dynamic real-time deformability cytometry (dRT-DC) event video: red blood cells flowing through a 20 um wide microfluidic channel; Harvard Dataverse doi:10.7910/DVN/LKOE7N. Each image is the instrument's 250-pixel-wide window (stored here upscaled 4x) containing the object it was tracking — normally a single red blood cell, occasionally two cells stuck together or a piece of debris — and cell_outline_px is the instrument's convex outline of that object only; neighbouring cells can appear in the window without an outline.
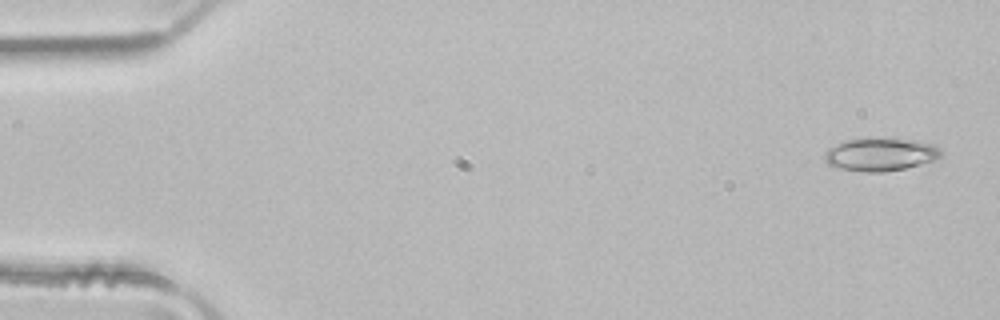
{"species": "common noctule bat (a hibernating species)", "species_latin": "Nyctalus noctula", "temperature_condition": "room temperature", "stored_images_in_passage": 5, "camera_frame_rate_fps": 3000, "um_per_image_px": 0.085, "animal": {"sex": "male", "body_mass_g": 21.5, "forearm_length_mm": 52.0}, "frame": {"image": 1, "passage_image": 1, "time_ms": 0.0, "image_size_px": [1000, 320], "cell_outline_px": [[940, 156], [936, 160], [904, 168], [884, 172], [860, 172], [840, 168], [828, 164], [824, 160], [824, 152], [828, 148], [844, 140], [912, 140], [936, 144], [940, 148]], "centroid_in_image_um": [74.82, 13.16], "position_along_channel_um": 10.2, "area_um2": 21.91}}
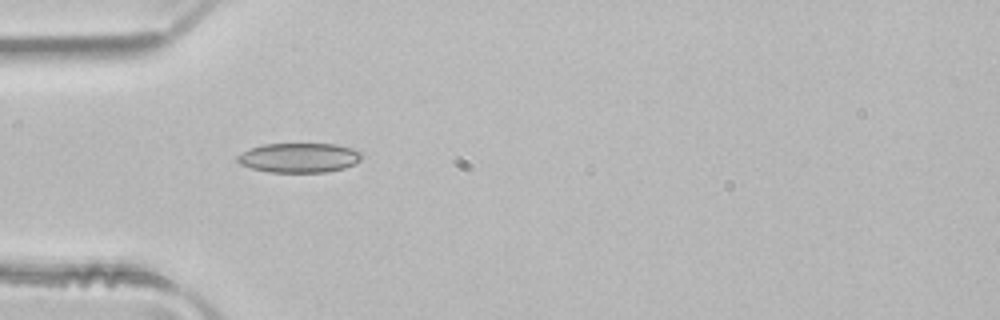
{"frame": {"image": 2, "passage_image": 4, "time_ms": 1.0, "image_size_px": [1000, 320], "cell_outline_px": [[360, 160], [356, 164], [344, 168], [324, 172], [268, 172], [252, 168], [240, 164], [236, 160], [236, 156], [260, 144], [336, 144], [352, 148], [360, 152]], "centroid_in_image_um": [25.42, 13.41], "position_along_channel_um": 59.6, "area_um2": 21.33}}
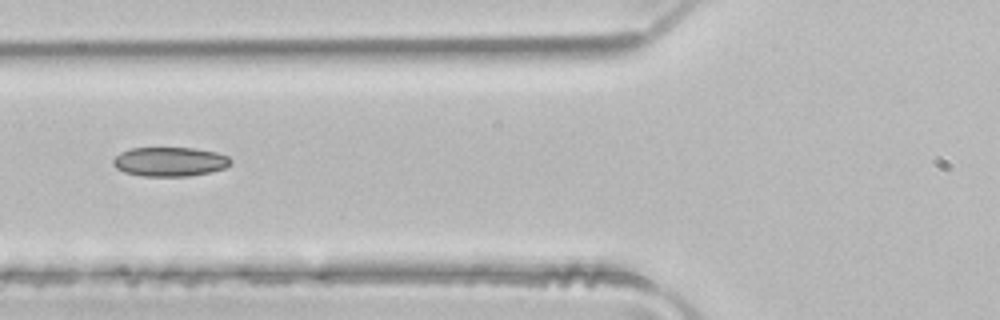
{"frame": {"image": 3, "passage_image": 5, "time_ms": 1.333, "image_size_px": [1000, 320], "cell_outline_px": [[232, 160], [224, 168], [212, 172], [188, 176], [144, 176], [124, 172], [116, 168], [112, 164], [112, 160], [120, 152], [132, 148], [192, 148], [216, 152], [228, 156]], "centroid_in_image_um": [14.41, 13.74], "position_along_channel_um": 111.4, "area_um2": 20.0}}